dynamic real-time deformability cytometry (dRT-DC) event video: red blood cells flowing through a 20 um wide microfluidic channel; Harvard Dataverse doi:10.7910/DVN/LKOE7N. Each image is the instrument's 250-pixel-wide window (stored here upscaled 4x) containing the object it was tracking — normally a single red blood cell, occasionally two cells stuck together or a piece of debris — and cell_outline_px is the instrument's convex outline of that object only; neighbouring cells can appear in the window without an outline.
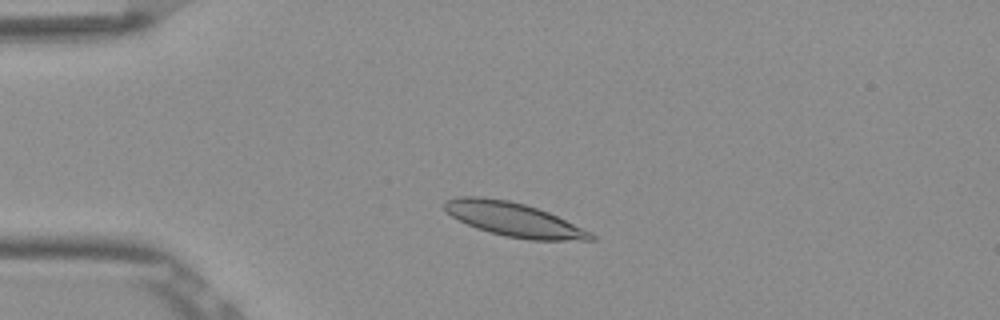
{"species": "Egyptian fruit bat (a non-hibernating species)", "species_latin": "Rousettus aegyptiacus", "temperature_condition": "room temperature", "stored_images_in_passage": 45, "camera_frame_rate_fps": 3000, "um_per_image_px": 0.085, "frame": {"image": 1, "passage_image": 5, "time_ms": 1.333, "image_size_px": [1000, 320], "cell_outline_px": [[596, 240], [532, 240], [508, 236], [476, 228], [452, 216], [444, 208], [444, 200], [456, 196], [484, 196], [508, 200], [524, 204], [548, 212], [592, 232], [596, 236]], "centroid_in_image_um": [43.67, 18.64], "position_along_channel_um": 41.3, "area_um2": 28.73}}
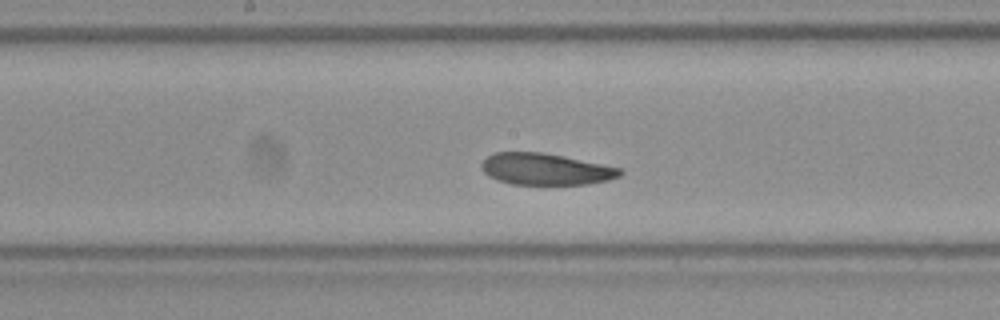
{"frame": {"image": 2, "passage_image": 20, "time_ms": 6.333, "image_size_px": [1000, 320], "cell_outline_px": [[624, 172], [620, 176], [608, 180], [588, 184], [512, 184], [496, 180], [488, 176], [480, 168], [480, 164], [488, 156], [496, 152], [540, 152], [564, 156], [620, 168]], "centroid_in_image_um": [46.35, 14.38], "position_along_channel_um": 201.8, "area_um2": 25.43}}
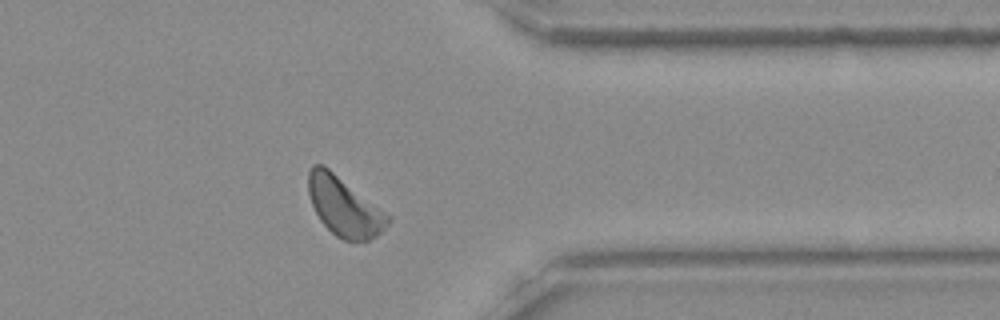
{"frame": {"image": 3, "passage_image": 35, "time_ms": 11.333, "image_size_px": [1000, 320], "cell_outline_px": [[392, 220], [376, 236], [368, 240], [352, 244], [336, 236], [320, 220], [312, 204], [308, 192], [308, 172], [312, 164], [324, 164], [392, 216]], "centroid_in_image_um": [29.28, 17.56], "position_along_channel_um": 382.1, "area_um2": 27.74}, "authors_computed_cell_mechanics": {"area_um2": 26.6458, "velocity_mm_per_s": 3.799, "shape_relaxation_time_tau1_ms": 4.0654, "shape_relaxation_time_tau2_ms": 6.6639, "deformation_change_tau1": 0.1329, "deformation_change_tau2": 0.1118}}